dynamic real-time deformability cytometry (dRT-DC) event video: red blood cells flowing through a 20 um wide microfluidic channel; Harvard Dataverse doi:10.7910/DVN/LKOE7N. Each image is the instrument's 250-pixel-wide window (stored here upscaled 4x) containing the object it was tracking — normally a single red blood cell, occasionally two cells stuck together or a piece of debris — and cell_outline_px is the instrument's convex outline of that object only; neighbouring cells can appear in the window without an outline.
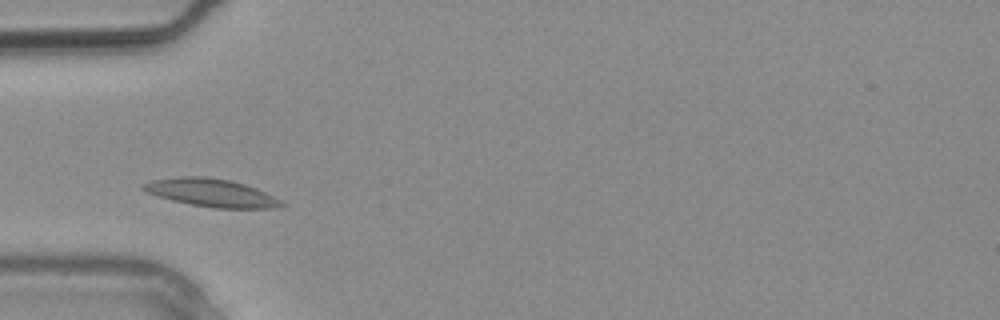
{"species": "common noctule bat (a hibernating species)", "species_latin": "Nyctalus noctula", "temperature_condition": "warm", "stored_images_in_passage": 1, "camera_frame_rate_fps": 3000, "um_per_image_px": 0.085, "animal": {"sex": "male", "body_mass_g": 20.4}, "frame": {"image": 1, "passage_image": 1, "time_ms": 0.0, "image_size_px": [1000, 320], "cell_outline_px": [[284, 204], [272, 208], [216, 208], [192, 204], [172, 200], [148, 192], [140, 188], [140, 184], [152, 180], [180, 176], [208, 176], [228, 180], [244, 184], [256, 188], [280, 200]], "centroid_in_image_um": [17.91, 16.37], "position_along_channel_um": 67.1, "area_um2": 22.14}}